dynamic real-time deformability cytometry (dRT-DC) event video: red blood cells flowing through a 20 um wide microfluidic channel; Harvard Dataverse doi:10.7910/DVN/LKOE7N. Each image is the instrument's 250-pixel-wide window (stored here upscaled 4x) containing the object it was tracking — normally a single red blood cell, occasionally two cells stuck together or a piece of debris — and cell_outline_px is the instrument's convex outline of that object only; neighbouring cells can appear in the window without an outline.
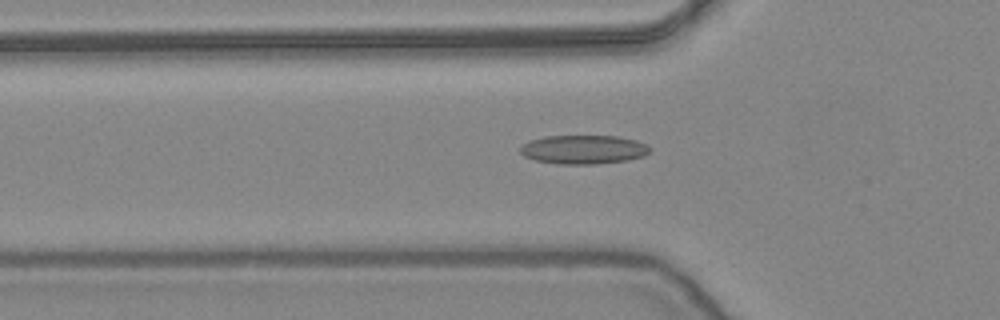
{"species": "common noctule bat (a hibernating species)", "species_latin": "Nyctalus noctula", "temperature_condition": "warm", "stored_images_in_passage": 46, "camera_frame_rate_fps": 3000, "um_per_image_px": 0.085, "animal": {"sex": "female", "body_mass_g": 24.6, "forearm_length_mm": 56.2}, "frame": {"image": 1, "passage_image": 17, "time_ms": 5.333, "image_size_px": [1000, 320], "cell_outline_px": [[652, 148], [644, 156], [628, 160], [596, 164], [556, 164], [536, 160], [524, 156], [520, 152], [520, 148], [528, 140], [544, 136], [616, 136], [636, 140], [648, 144]], "centroid_in_image_um": [49.61, 12.71], "position_along_channel_um": 76.2, "area_um2": 21.96}}
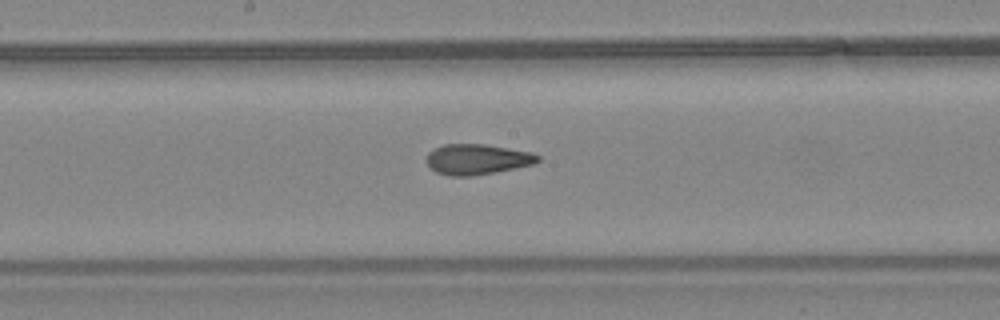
{"frame": {"image": 2, "passage_image": 27, "time_ms": 8.667, "image_size_px": [1000, 320], "cell_outline_px": [[540, 160], [532, 164], [472, 176], [448, 176], [436, 172], [428, 164], [428, 152], [444, 144], [484, 144], [532, 152], [540, 156]], "centroid_in_image_um": [40.55, 13.53], "position_along_channel_um": 207.6, "area_um2": 19.42}}
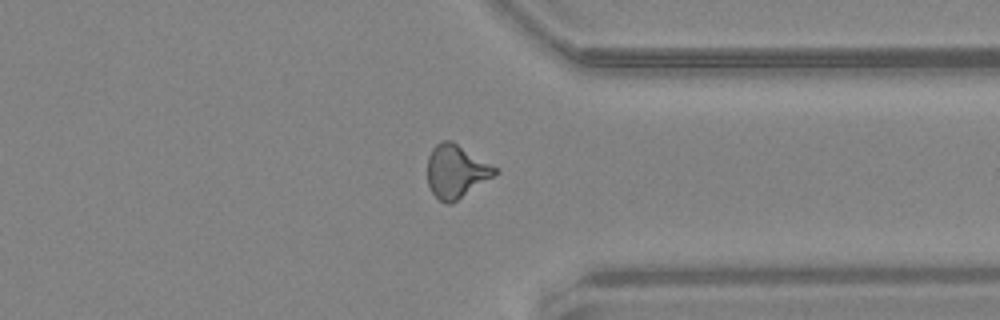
{"frame": {"image": 3, "passage_image": 40, "time_ms": 13.0, "image_size_px": [1000, 320], "cell_outline_px": [[500, 172], [452, 204], [444, 204], [432, 192], [428, 184], [428, 156], [432, 148], [436, 144], [444, 140], [452, 140], [500, 168]], "centroid_in_image_um": [38.81, 14.55], "position_along_channel_um": 372.6, "area_um2": 21.27}, "authors_computed_cell_mechanics": {"area_um2": 19.7676, "velocity_mm_per_s": 3.8997, "shape_relaxation_time_tau1_ms": null, "shape_relaxation_time_tau2_ms": 2.4638, "deformation_change_tau1": null, "deformation_change_tau2": 0.1041}}